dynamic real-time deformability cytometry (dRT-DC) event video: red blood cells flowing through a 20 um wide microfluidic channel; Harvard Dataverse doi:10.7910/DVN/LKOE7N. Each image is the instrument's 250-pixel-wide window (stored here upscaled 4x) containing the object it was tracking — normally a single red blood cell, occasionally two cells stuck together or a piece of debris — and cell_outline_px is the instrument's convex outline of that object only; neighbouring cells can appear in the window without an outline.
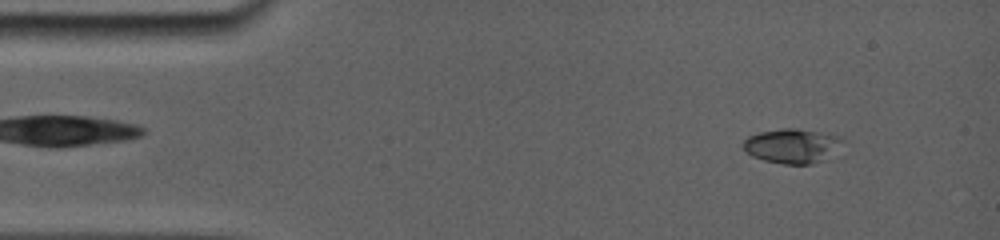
{"species": "common noctule bat (a hibernating species)", "species_latin": "Nyctalus noctula", "temperature_condition": "room temperature", "stored_images_in_passage": 26, "camera_frame_rate_fps": 5000, "um_per_image_px": 0.085, "animal": {"sex": "female", "body_mass_g": 19.0, "forearm_length_mm": 56.7}, "frame": {"image": 1, "passage_image": 11, "time_ms": 1.6, "image_size_px": [1000, 240], "cell_outline_px": [[820, 148], [808, 164], [784, 164], [768, 160], [756, 156], [748, 152], [744, 148], [744, 144], [752, 136], [760, 132], [788, 128], [792, 128], [812, 132]], "centroid_in_image_um": [66.63, 12.41], "position_along_channel_um": 18.4, "area_um2": 14.91}}